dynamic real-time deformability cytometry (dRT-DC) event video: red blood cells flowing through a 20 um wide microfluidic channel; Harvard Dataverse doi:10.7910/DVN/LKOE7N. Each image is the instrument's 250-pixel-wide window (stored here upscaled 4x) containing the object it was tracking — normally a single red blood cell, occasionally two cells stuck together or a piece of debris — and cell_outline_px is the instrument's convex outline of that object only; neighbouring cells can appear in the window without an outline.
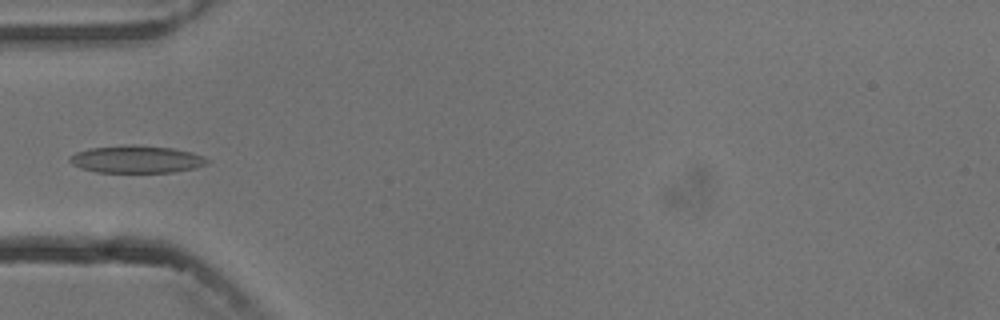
{"species": "common noctule bat (a hibernating species)", "species_latin": "Nyctalus noctula", "temperature_condition": "cold", "stored_images_in_passage": 5, "camera_frame_rate_fps": 3000, "um_per_image_px": 0.085, "animal": {"sex": "male", "body_mass_g": 13.3}, "frame": {"image": 1, "passage_image": 5, "time_ms": 4.333, "image_size_px": [1000, 320], "cell_outline_px": [[212, 160], [196, 168], [172, 172], [96, 172], [80, 168], [72, 164], [68, 160], [68, 156], [76, 152], [88, 148], [132, 144], [172, 148], [192, 152], [204, 156]], "centroid_in_image_um": [11.58, 13.53], "position_along_channel_um": 73.4, "area_um2": 22.14}}